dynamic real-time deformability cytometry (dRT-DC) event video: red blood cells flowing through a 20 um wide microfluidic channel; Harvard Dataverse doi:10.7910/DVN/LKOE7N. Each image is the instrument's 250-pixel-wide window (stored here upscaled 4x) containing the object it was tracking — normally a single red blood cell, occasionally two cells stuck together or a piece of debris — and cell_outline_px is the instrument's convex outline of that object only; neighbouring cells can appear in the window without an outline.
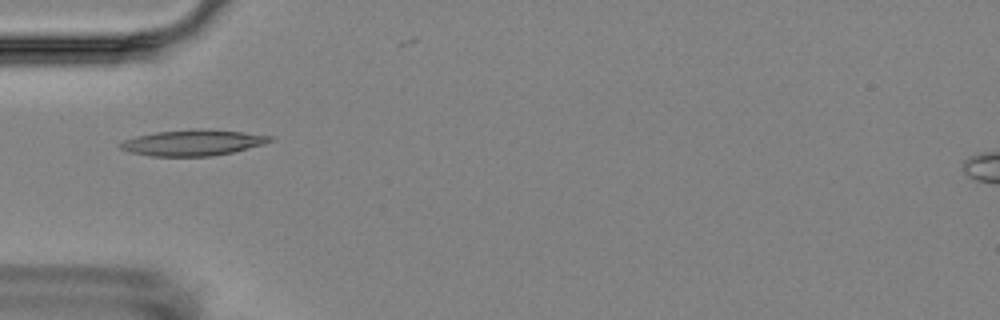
{"species": "Egyptian fruit bat (a non-hibernating species)", "species_latin": "Rousettus aegyptiacus", "temperature_condition": "room temperature", "stored_images_in_passage": 4, "camera_frame_rate_fps": 3000, "um_per_image_px": 0.085, "animal": {"sex": "female"}, "frame": {"image": 1, "passage_image": 1, "time_ms": 0.0, "image_size_px": [1000, 320], "cell_outline_px": [[272, 140], [264, 144], [232, 152], [212, 156], [152, 156], [128, 152], [120, 148], [120, 144], [124, 140], [136, 136], [156, 132], [204, 128], [244, 132], [272, 136]], "centroid_in_image_um": [16.39, 12.12], "position_along_channel_um": 68.6, "area_um2": 22.48}}
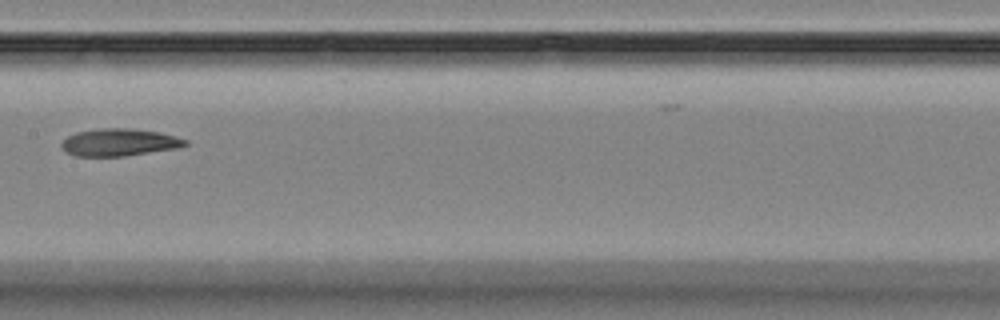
{"frame": {"image": 2, "passage_image": 4, "time_ms": 3.667, "image_size_px": [1000, 320], "cell_outline_px": [[188, 144], [180, 148], [124, 156], [76, 156], [64, 152], [60, 144], [68, 136], [76, 132], [96, 128], [128, 128], [160, 132], [188, 140]], "centroid_in_image_um": [10.13, 12.1], "position_along_channel_um": 197.3, "area_um2": 19.88}}